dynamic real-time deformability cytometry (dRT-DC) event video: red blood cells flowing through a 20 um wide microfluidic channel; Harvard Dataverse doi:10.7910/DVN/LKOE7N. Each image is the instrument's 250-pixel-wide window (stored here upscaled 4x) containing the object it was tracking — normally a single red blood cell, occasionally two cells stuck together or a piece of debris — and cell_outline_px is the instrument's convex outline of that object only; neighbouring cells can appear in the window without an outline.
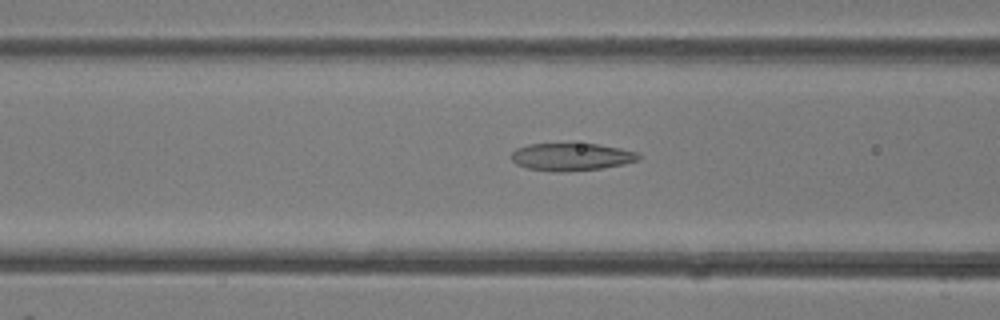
{"species": "common noctule bat (a hibernating species)", "species_latin": "Nyctalus noctula", "temperature_condition": "room temperature", "stored_images_in_passage": 40, "camera_frame_rate_fps": 3000, "um_per_image_px": 0.085, "animal": {"sex": "female"}, "frame": {"image": 1, "passage_image": 16, "time_ms": 5.0, "image_size_px": [1000, 320], "cell_outline_px": [[640, 160], [624, 164], [600, 168], [564, 172], [552, 172], [528, 168], [516, 164], [508, 156], [516, 148], [528, 144], [572, 140], [620, 148], [640, 152]], "centroid_in_image_um": [48.53, 13.28], "position_along_channel_um": 118.1, "area_um2": 21.56}}
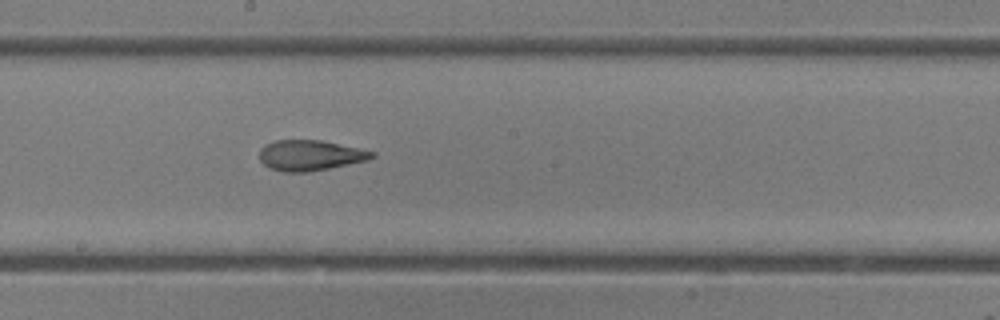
{"frame": {"image": 2, "passage_image": 22, "time_ms": 7.0, "image_size_px": [1000, 320], "cell_outline_px": [[376, 156], [368, 160], [308, 172], [284, 172], [268, 168], [260, 160], [260, 148], [264, 144], [276, 140], [320, 140], [376, 152]], "centroid_in_image_um": [26.33, 13.2], "position_along_channel_um": 221.9, "area_um2": 19.94}}
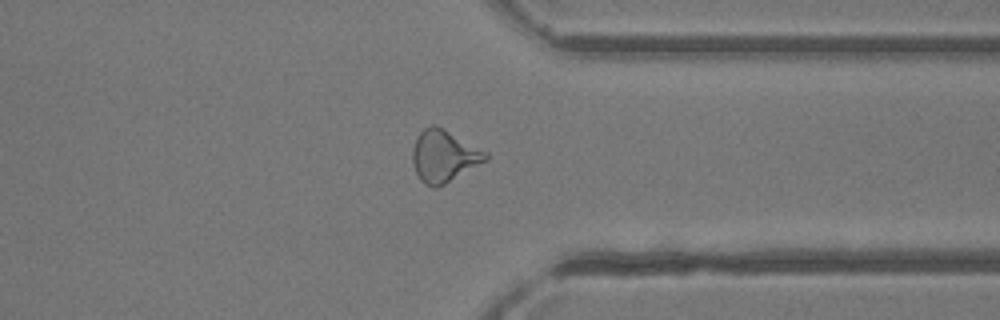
{"frame": {"image": 3, "passage_image": 31, "time_ms": 10.0, "image_size_px": [1000, 320], "cell_outline_px": [[488, 160], [444, 184], [436, 188], [432, 188], [424, 184], [420, 180], [416, 172], [412, 160], [412, 148], [416, 136], [424, 128], [432, 124], [436, 124], [444, 128], [488, 152]], "centroid_in_image_um": [37.72, 13.25], "position_along_channel_um": 373.7, "area_um2": 22.37}}